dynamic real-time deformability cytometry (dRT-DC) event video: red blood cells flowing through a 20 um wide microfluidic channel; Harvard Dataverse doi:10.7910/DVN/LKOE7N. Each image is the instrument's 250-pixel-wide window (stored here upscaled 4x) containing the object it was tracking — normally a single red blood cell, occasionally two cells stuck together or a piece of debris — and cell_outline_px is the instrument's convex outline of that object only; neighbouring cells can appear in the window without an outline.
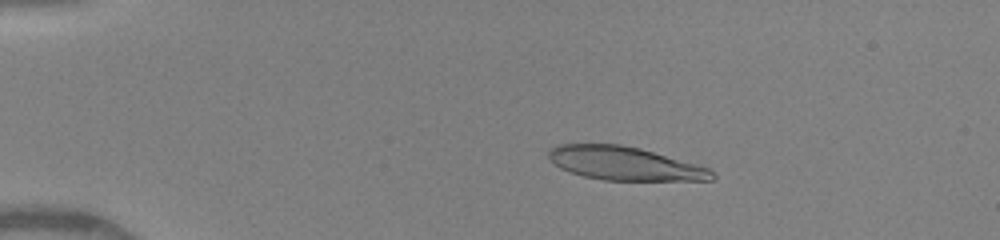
{"species": "human", "species_latin": "Homo sapiens", "temperature_condition": "warm", "stored_images_in_passage": 49, "camera_frame_rate_fps": 3000, "um_per_image_px": 0.085, "donor": {"sex": "female"}, "frame": {"image": 1, "passage_image": 9, "time_ms": 2.667, "image_size_px": [1000, 240], "cell_outline_px": [[716, 176], [712, 180], [604, 180], [584, 176], [560, 168], [548, 156], [548, 152], [556, 144], [620, 144], [640, 148], [696, 164], [708, 168]], "centroid_in_image_um": [53.09, 13.89], "position_along_channel_um": 31.9, "area_um2": 31.5}}
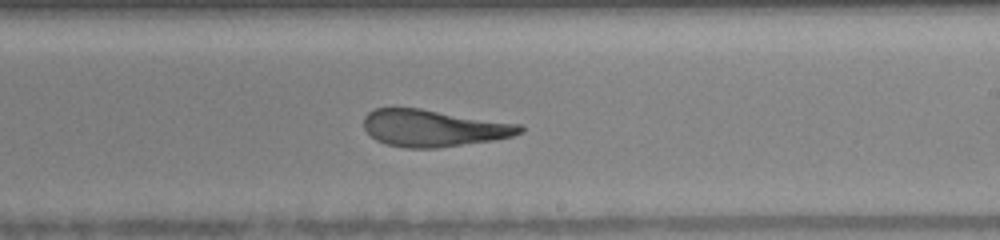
{"frame": {"image": 2, "passage_image": 30, "time_ms": 9.667, "image_size_px": [1000, 240], "cell_outline_px": [[524, 132], [512, 136], [496, 140], [436, 148], [408, 148], [384, 144], [376, 140], [364, 128], [364, 116], [368, 112], [376, 108], [420, 108], [520, 124], [524, 128]], "centroid_in_image_um": [36.86, 10.89], "position_along_channel_um": 252.1, "area_um2": 33.64}}
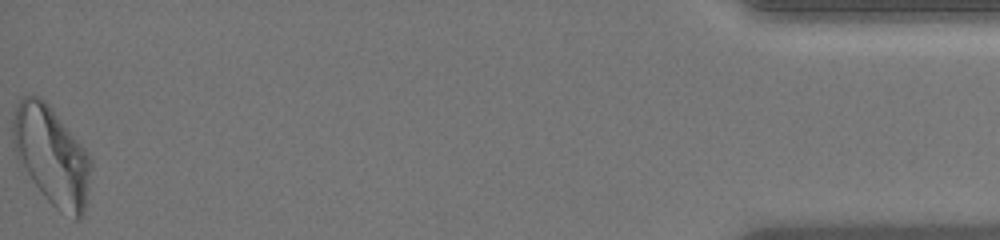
{"frame": {"image": 3, "passage_image": 49, "time_ms": 16.0, "image_size_px": [1000, 240], "cell_outline_px": [[92, 168], [84, 212], [76, 220], [60, 212], [44, 196], [32, 180], [16, 156], [12, 148], [12, 116], [20, 100], [24, 96], [32, 92], [40, 96], [48, 104], [88, 152], [92, 160]], "centroid_in_image_um": [4.38, 13.21], "position_along_channel_um": 430.8, "area_um2": 44.91}, "authors_computed_cell_mechanics": {"area_um2": 34.3332, "velocity_mm_per_s": 4.1241, "shape_relaxation_time_tau1_ms": 3.9756, "shape_relaxation_time_tau2_ms": 1.4235, "deformation_change_tau1": 0.2055, "deformation_change_tau2": 0.1302}}